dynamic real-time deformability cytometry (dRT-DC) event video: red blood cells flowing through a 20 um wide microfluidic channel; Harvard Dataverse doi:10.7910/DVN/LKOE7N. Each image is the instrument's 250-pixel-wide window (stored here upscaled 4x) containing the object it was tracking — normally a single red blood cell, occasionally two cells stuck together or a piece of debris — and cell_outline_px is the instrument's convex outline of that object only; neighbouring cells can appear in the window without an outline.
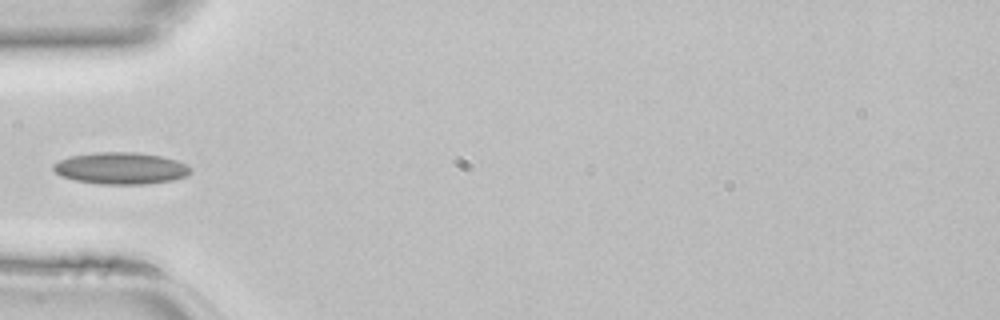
{"species": "common noctule bat (a hibernating species)", "species_latin": "Nyctalus noctula", "temperature_condition": "room temperature", "stored_images_in_passage": 31, "camera_frame_rate_fps": 3000, "um_per_image_px": 0.085, "animal": {"sex": "female", "body_mass_g": 22.7, "forearm_length_mm": 54.2}, "frame": {"image": 1, "passage_image": 1, "time_ms": 0.0, "image_size_px": [1000, 320], "cell_outline_px": [[192, 172], [188, 176], [172, 180], [144, 184], [100, 184], [76, 180], [60, 176], [52, 168], [52, 164], [68, 156], [96, 152], [140, 152], [160, 156], [176, 160], [192, 168]], "centroid_in_image_um": [10.26, 14.3], "position_along_channel_um": 74.7, "area_um2": 25.55}}